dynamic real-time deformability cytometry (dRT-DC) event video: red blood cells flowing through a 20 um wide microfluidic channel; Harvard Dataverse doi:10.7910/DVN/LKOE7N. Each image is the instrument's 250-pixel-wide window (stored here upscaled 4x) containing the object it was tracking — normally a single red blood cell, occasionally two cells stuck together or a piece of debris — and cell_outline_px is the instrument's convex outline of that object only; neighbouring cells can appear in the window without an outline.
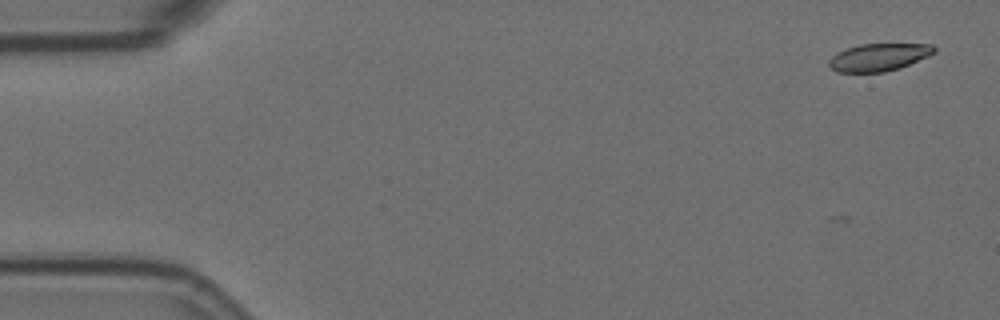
{"species": "Egyptian fruit bat (a non-hibernating species)", "species_latin": "Rousettus aegyptiacus", "temperature_condition": "room temperature", "stored_images_in_passage": 4, "camera_frame_rate_fps": 3000, "um_per_image_px": 0.085, "animal": {"sex": "female"}, "frame": {"image": 1, "passage_image": 1, "time_ms": 0.0, "image_size_px": [1000, 320], "cell_outline_px": [[936, 52], [928, 56], [900, 68], [884, 72], [836, 72], [828, 68], [828, 60], [836, 52], [860, 44], [932, 44], [936, 48]], "centroid_in_image_um": [74.66, 4.87], "position_along_channel_um": 10.3, "area_um2": 16.99}}
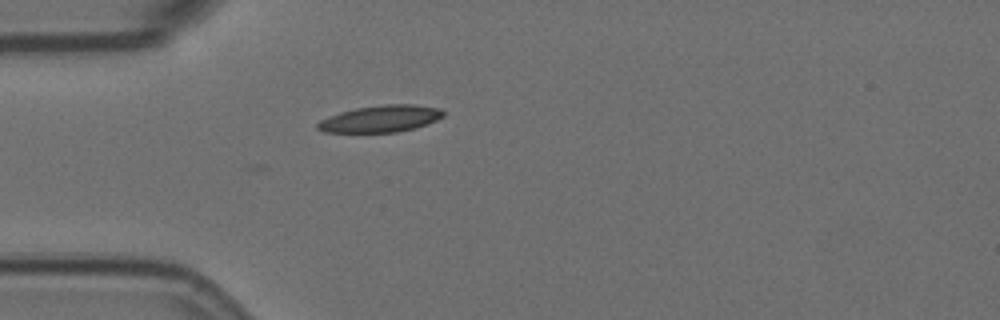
{"frame": {"image": 2, "passage_image": 4, "time_ms": 1.0, "image_size_px": [1000, 320], "cell_outline_px": [[444, 116], [436, 120], [416, 128], [396, 132], [324, 132], [316, 128], [316, 124], [320, 120], [328, 116], [340, 112], [356, 108], [384, 104], [412, 104], [440, 108], [444, 112]], "centroid_in_image_um": [32.34, 10.09], "position_along_channel_um": 52.7, "area_um2": 19.65}}